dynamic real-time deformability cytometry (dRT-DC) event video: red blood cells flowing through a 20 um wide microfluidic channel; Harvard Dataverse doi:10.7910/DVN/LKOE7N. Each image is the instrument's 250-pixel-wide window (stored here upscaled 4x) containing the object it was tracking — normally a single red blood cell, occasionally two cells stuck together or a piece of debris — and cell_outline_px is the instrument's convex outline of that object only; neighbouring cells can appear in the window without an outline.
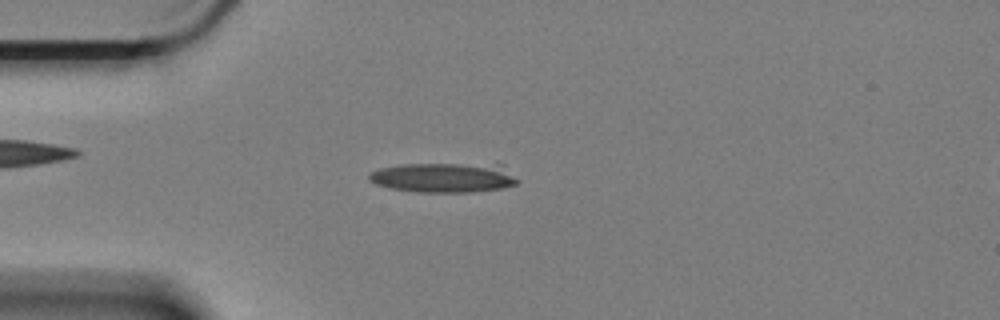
{"species": "Egyptian fruit bat (a non-hibernating species)", "species_latin": "Rousettus aegyptiacus", "temperature_condition": "cold", "stored_images_in_passage": 26, "camera_frame_rate_fps": 3000, "um_per_image_px": 0.085, "animal": {"sex": "female"}, "frame": {"image": 1, "passage_image": 7, "time_ms": 2.0, "image_size_px": [1000, 320], "cell_outline_px": [[520, 180], [516, 184], [500, 188], [468, 192], [420, 192], [392, 188], [376, 184], [368, 176], [372, 172], [380, 168], [404, 164], [504, 164]], "centroid_in_image_um": [37.81, 15.08], "position_along_channel_um": 47.2, "area_um2": 25.61}}
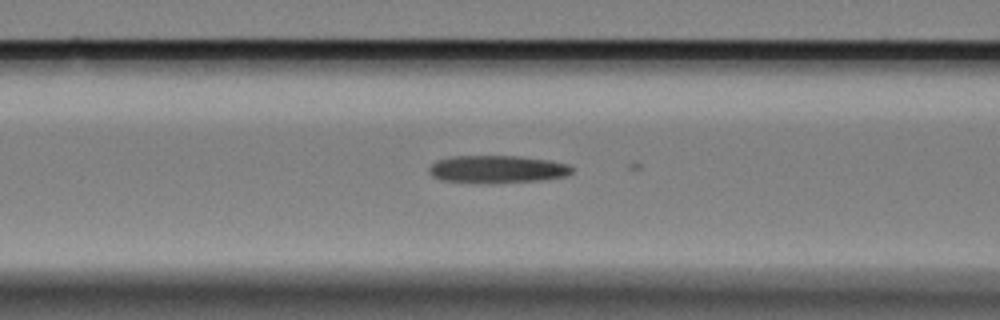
{"frame": {"image": 2, "passage_image": 15, "time_ms": 4.667, "image_size_px": [1000, 320], "cell_outline_px": [[572, 172], [568, 176], [544, 180], [440, 180], [432, 176], [428, 172], [428, 168], [436, 160], [452, 156], [520, 156], [548, 160], [568, 164], [572, 168]], "centroid_in_image_um": [42.29, 14.33], "position_along_channel_um": 124.3, "area_um2": 21.91}}
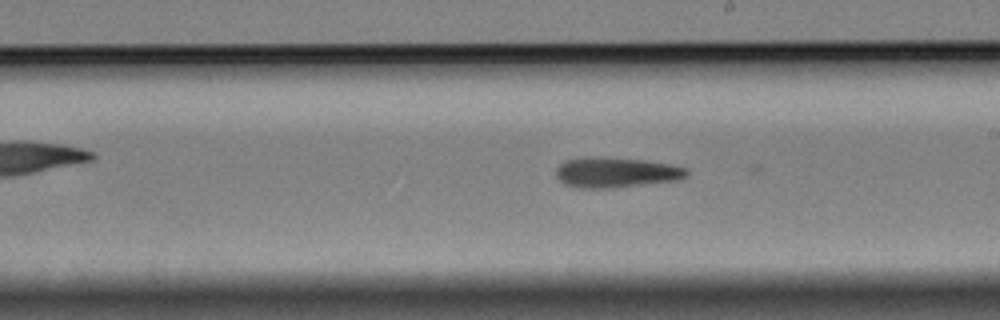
{"frame": {"image": 3, "passage_image": 25, "time_ms": 8.0, "image_size_px": [1000, 320], "cell_outline_px": [[688, 176], [680, 180], [612, 188], [576, 188], [564, 184], [556, 176], [556, 168], [564, 160], [580, 156], [604, 156], [644, 160], [672, 164], [688, 168]], "centroid_in_image_um": [52.35, 14.64], "position_along_channel_um": 236.6, "area_um2": 23.7}}